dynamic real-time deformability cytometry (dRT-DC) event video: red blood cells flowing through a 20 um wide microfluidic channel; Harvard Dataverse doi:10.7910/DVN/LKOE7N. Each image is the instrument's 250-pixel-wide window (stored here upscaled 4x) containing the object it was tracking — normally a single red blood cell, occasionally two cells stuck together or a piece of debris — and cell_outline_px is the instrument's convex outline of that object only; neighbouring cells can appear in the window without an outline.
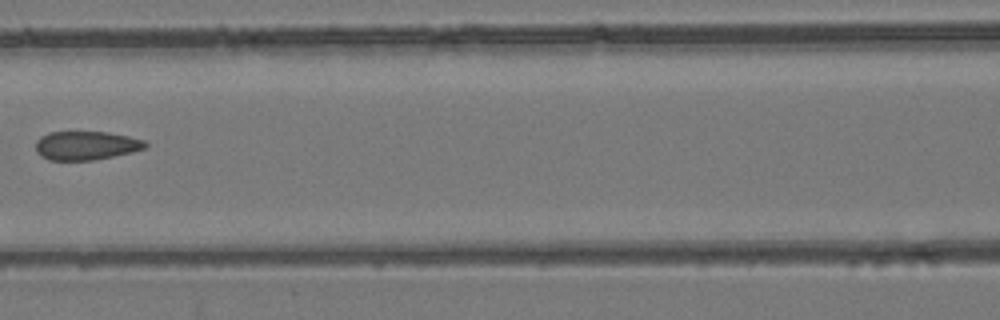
{"species": "common noctule bat (a hibernating species)", "species_latin": "Nyctalus noctula", "temperature_condition": "room temperature", "stored_images_in_passage": 8, "camera_frame_rate_fps": 3000, "um_per_image_px": 0.085, "animal": {"sex": "female", "body_mass_g": 24.6, "forearm_length_mm": 56.2}, "frame": {"image": 1, "passage_image": 7, "time_ms": 7.667, "image_size_px": [1000, 320], "cell_outline_px": [[148, 144], [144, 148], [132, 152], [92, 160], [48, 160], [40, 156], [36, 152], [36, 140], [40, 136], [48, 132], [108, 132], [128, 136], [144, 140]], "centroid_in_image_um": [7.27, 12.36], "position_along_channel_um": 159.3, "area_um2": 18.38}}
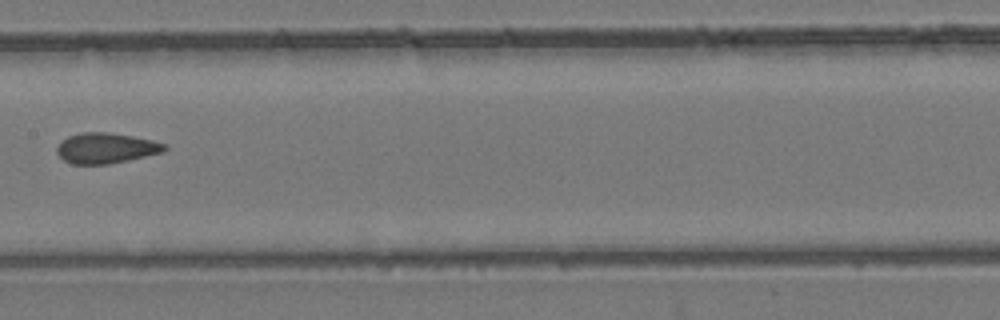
{"frame": {"image": 2, "passage_image": 8, "time_ms": 8.667, "image_size_px": [1000, 320], "cell_outline_px": [[168, 148], [164, 152], [128, 160], [108, 164], [72, 164], [64, 160], [56, 152], [56, 148], [68, 136], [80, 132], [108, 132], [132, 136], [152, 140], [168, 144]], "centroid_in_image_um": [9.04, 12.59], "position_along_channel_um": 198.4, "area_um2": 19.13}}